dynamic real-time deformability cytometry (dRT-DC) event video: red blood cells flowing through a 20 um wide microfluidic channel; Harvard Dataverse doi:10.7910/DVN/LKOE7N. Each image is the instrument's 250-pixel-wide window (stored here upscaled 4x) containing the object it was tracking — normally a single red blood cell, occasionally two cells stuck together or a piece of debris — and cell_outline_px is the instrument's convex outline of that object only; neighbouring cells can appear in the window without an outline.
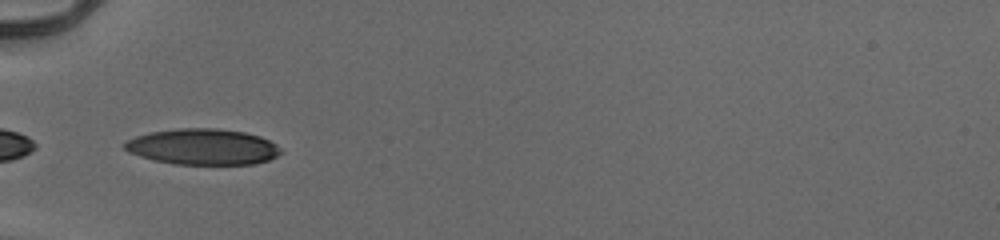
{"species": "human", "species_latin": "Homo sapiens", "temperature_condition": "cold", "stored_images_in_passage": 34, "camera_frame_rate_fps": 3000, "um_per_image_px": 0.085, "donor": {"sex": "male"}, "frame": {"image": 1, "passage_image": 1, "time_ms": 0.0, "image_size_px": [1000, 240], "cell_outline_px": [[280, 152], [276, 156], [268, 160], [252, 164], [176, 164], [156, 160], [140, 156], [128, 152], [124, 148], [124, 144], [128, 140], [136, 136], [152, 132], [180, 128], [216, 128], [244, 132], [260, 136], [276, 144], [280, 148]], "centroid_in_image_um": [17.24, 12.47], "position_along_channel_um": 67.8, "area_um2": 32.37}}
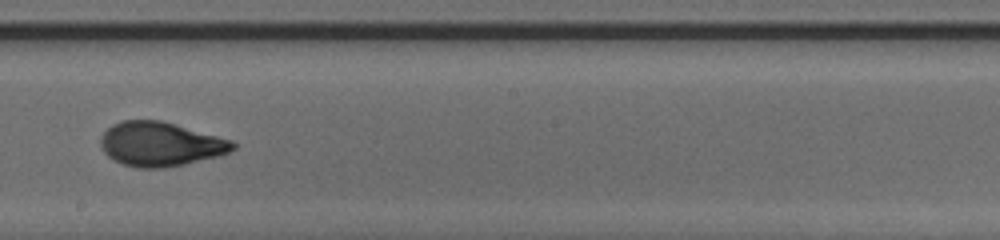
{"frame": {"image": 2, "passage_image": 14, "time_ms": 4.333, "image_size_px": [1000, 240], "cell_outline_px": [[236, 148], [228, 152], [216, 156], [184, 164], [164, 168], [136, 168], [124, 164], [108, 156], [104, 152], [100, 144], [100, 136], [112, 124], [120, 120], [164, 120], [232, 140], [236, 144]], "centroid_in_image_um": [13.62, 12.23], "position_along_channel_um": 234.6, "area_um2": 34.16}}
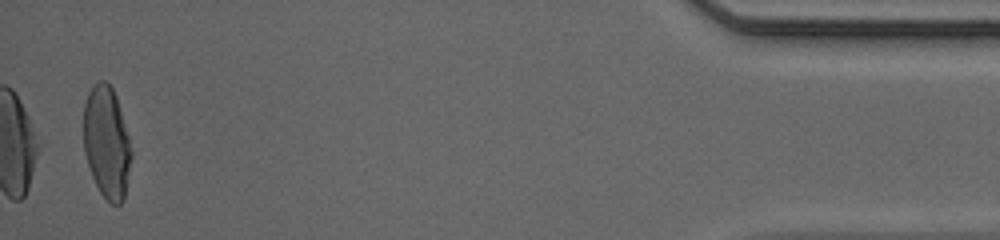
{"frame": {"image": 3, "passage_image": 34, "time_ms": 11.0, "image_size_px": [1000, 240], "cell_outline_px": [[132, 156], [124, 200], [120, 204], [112, 204], [100, 192], [92, 176], [84, 152], [84, 104], [88, 92], [100, 80], [108, 80], [116, 96], [128, 136], [132, 152]], "centroid_in_image_um": [9.07, 12.1], "position_along_channel_um": 426.1, "area_um2": 30.98}, "authors_computed_cell_mechanics": {"area_um2": 33.2639, "velocity_mm_per_s": 3.957, "shape_relaxation_time_tau1_ms": 4.6918, "shape_relaxation_time_tau2_ms": 0.9117, "deformation_change_tau1": 0.2, "deformation_change_tau2": 0.0683}}